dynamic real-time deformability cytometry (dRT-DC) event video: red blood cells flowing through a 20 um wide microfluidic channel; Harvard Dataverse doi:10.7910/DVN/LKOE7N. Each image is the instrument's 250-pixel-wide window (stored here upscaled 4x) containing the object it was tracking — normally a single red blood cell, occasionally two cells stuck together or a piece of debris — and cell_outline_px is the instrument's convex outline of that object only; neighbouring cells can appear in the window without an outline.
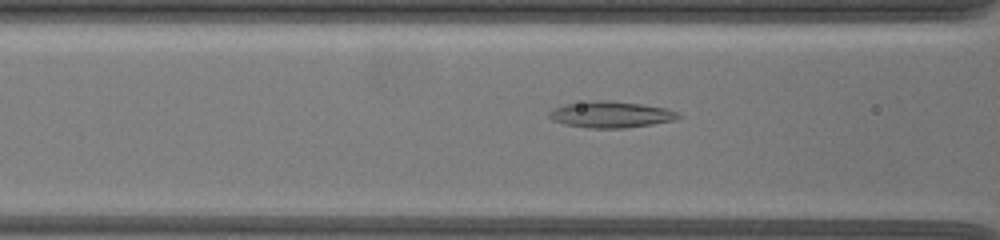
{"species": "common noctule bat (a hibernating species)", "species_latin": "Nyctalus noctula", "temperature_condition": "warm", "stored_images_in_passage": 9, "camera_frame_rate_fps": 3000, "um_per_image_px": 0.085, "animal": {"sex": "female", "body_mass_g": 19.5, "forearm_length_mm": 54.1}, "frame": {"image": 1, "passage_image": 7, "time_ms": 2.0, "image_size_px": [1000, 240], "cell_outline_px": [[680, 116], [676, 120], [652, 124], [624, 128], [588, 128], [564, 124], [552, 120], [548, 116], [548, 112], [564, 104], [588, 100], [608, 100], [640, 104], [664, 108], [676, 112]], "centroid_in_image_um": [51.87, 9.73], "position_along_channel_um": 114.7, "area_um2": 19.77}}